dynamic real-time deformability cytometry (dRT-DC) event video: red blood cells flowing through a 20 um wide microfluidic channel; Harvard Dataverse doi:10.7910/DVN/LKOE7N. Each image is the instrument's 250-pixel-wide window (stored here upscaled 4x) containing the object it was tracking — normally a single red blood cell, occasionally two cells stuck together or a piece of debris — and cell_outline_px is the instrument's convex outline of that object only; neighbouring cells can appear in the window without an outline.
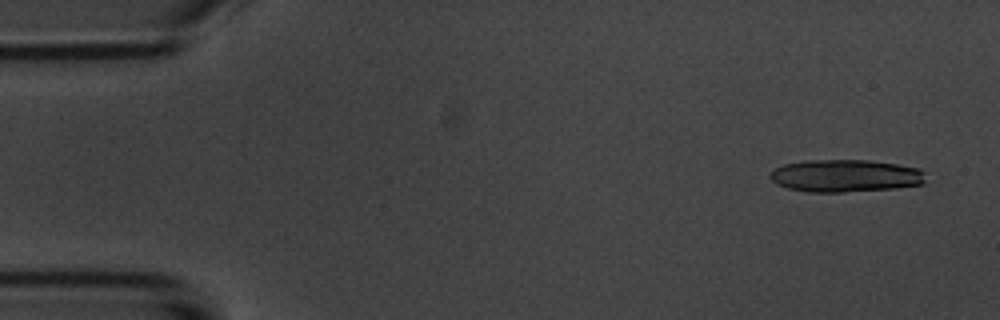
{"species": "common noctule bat (a hibernating species)", "species_latin": "Nyctalus noctula", "temperature_condition": "room temperature", "stored_images_in_passage": 15, "camera_frame_rate_fps": 3000, "um_per_image_px": 0.085, "animal": {"sex": "male", "body_mass_g": 20.1, "forearm_length_mm": 53.5}, "frame": {"image": 1, "passage_image": 3, "time_ms": 0.667, "image_size_px": [1000, 320], "cell_outline_px": [[924, 184], [896, 188], [844, 192], [808, 192], [788, 188], [776, 184], [768, 176], [768, 172], [784, 164], [804, 160], [868, 160], [896, 164], [920, 168], [924, 172]], "centroid_in_image_um": [71.83, 14.94], "position_along_channel_um": 13.2, "area_um2": 29.65}}